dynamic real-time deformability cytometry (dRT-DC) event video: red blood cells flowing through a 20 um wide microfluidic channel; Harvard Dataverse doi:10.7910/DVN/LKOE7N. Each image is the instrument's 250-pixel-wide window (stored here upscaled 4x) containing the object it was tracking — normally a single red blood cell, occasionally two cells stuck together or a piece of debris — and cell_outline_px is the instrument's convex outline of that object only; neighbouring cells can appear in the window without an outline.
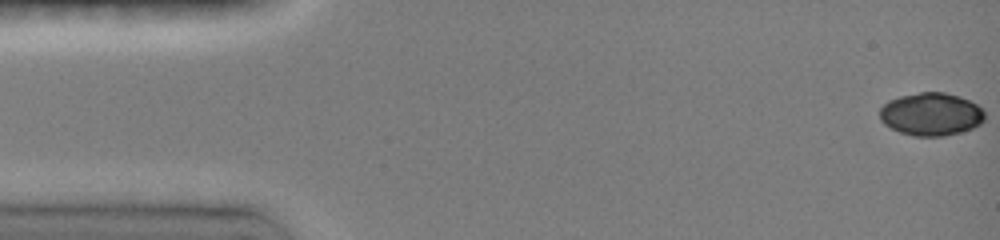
{"species": "common noctule bat (a hibernating species)", "species_latin": "Nyctalus noctula", "temperature_condition": "room temperature", "stored_images_in_passage": 14, "camera_frame_rate_fps": 3000, "um_per_image_px": 0.085, "animal": {"sex": "female", "body_mass_g": 19.0, "forearm_length_mm": 51.5}, "frame": {"image": 1, "passage_image": 1, "time_ms": 0.0, "image_size_px": [1000, 240], "cell_outline_px": [[984, 120], [980, 124], [972, 128], [960, 132], [944, 136], [916, 136], [900, 132], [884, 124], [880, 120], [880, 108], [888, 100], [900, 96], [920, 92], [944, 92], [960, 96], [976, 104], [984, 112]], "centroid_in_image_um": [79.13, 9.7], "position_along_channel_um": 5.9, "area_um2": 26.18}}
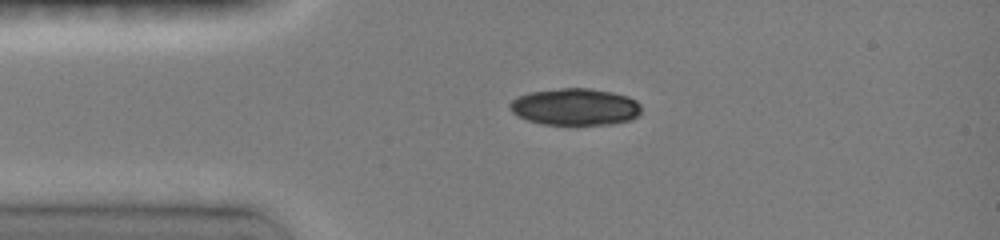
{"frame": {"image": 2, "passage_image": 7, "time_ms": 3.333, "image_size_px": [1000, 240], "cell_outline_px": [[640, 112], [632, 120], [612, 124], [540, 124], [528, 120], [512, 112], [508, 108], [508, 104], [516, 96], [528, 92], [560, 88], [588, 88], [612, 92], [628, 96], [636, 100], [640, 104]], "centroid_in_image_um": [48.87, 9.07], "position_along_channel_um": 36.1, "area_um2": 28.38}}